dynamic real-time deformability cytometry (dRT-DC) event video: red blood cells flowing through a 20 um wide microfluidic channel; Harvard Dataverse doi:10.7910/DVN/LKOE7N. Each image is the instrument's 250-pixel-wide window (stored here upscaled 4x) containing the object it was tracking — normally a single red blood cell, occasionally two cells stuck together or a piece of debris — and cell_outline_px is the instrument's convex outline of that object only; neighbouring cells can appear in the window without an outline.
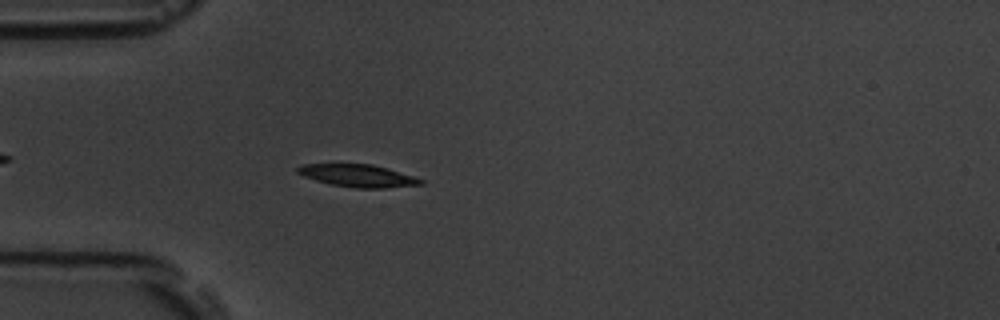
{"species": "common noctule bat (a hibernating species)", "species_latin": "Nyctalus noctula", "temperature_condition": "room temperature", "stored_images_in_passage": 44, "camera_frame_rate_fps": 3000, "um_per_image_px": 0.085, "animal": {"sex": "male", "body_mass_g": 19.5, "forearm_length_mm": 54.6}, "frame": {"image": 1, "passage_image": 6, "time_ms": 1.667, "image_size_px": [1000, 320], "cell_outline_px": [[424, 184], [384, 188], [356, 188], [332, 184], [316, 180], [304, 176], [296, 172], [296, 168], [300, 164], [372, 164], [412, 176], [424, 180]], "centroid_in_image_um": [30.39, 14.93], "position_along_channel_um": 54.6, "area_um2": 15.9}}
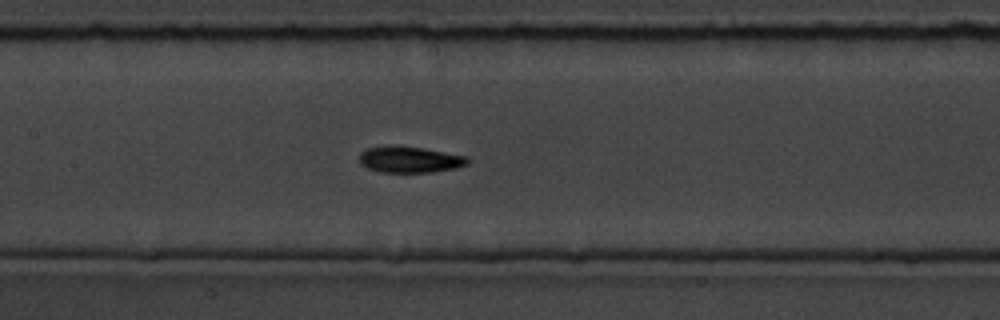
{"frame": {"image": 2, "passage_image": 16, "time_ms": 5.0, "image_size_px": [1000, 320], "cell_outline_px": [[468, 164], [456, 168], [432, 172], [380, 172], [368, 168], [360, 164], [360, 152], [368, 148], [420, 148], [468, 156]], "centroid_in_image_um": [34.87, 13.6], "position_along_channel_um": 172.5, "area_um2": 15.84}}
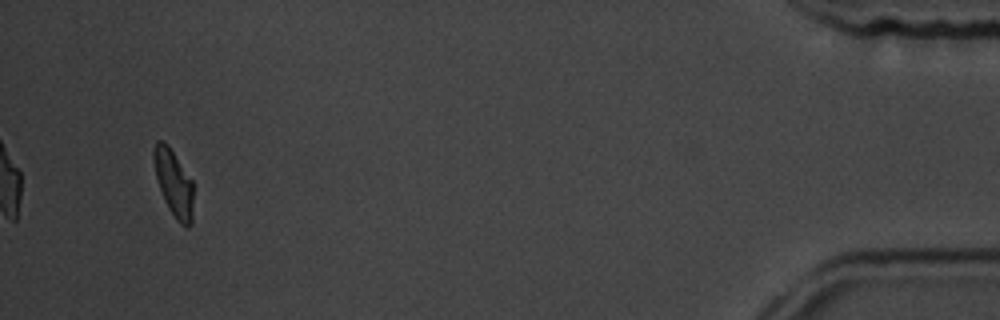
{"frame": {"image": 3, "passage_image": 42, "time_ms": 13.667, "image_size_px": [1000, 320], "cell_outline_px": [[192, 224], [188, 228], [180, 224], [176, 220], [168, 208], [160, 188], [156, 176], [152, 156], [152, 148], [156, 140], [160, 140], [168, 144], [192, 180]], "centroid_in_image_um": [14.75, 15.54], "position_along_channel_um": 420.5, "area_um2": 15.37}, "authors_computed_cell_mechanics": {"area_um2": 16.1262, "velocity_mm_per_s": 3.7563, "shape_relaxation_time_tau1_ms": 3.0431, "shape_relaxation_time_tau2_ms": 2.1369, "deformation_change_tau1": 0.1216, "deformation_change_tau2": 0.0566}}